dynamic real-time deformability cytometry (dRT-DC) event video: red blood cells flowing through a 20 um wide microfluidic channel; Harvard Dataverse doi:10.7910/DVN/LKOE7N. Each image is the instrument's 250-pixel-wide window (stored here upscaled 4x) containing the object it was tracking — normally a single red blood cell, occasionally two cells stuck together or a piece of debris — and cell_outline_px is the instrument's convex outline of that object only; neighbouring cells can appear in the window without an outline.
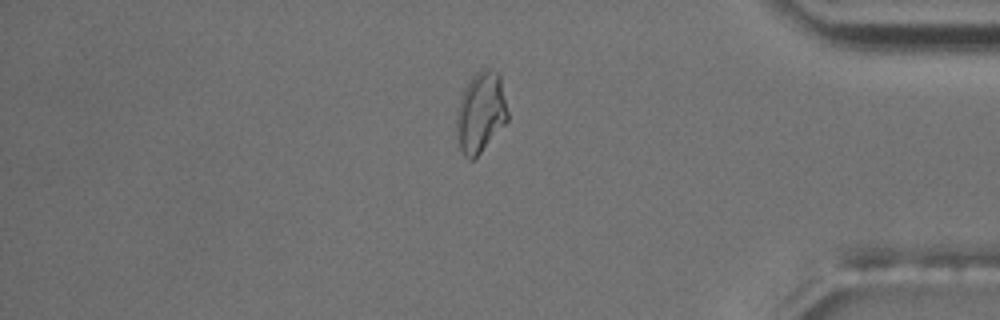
{"species": "common noctule bat (a hibernating species)", "species_latin": "Nyctalus noctula", "temperature_condition": "room temperature", "stored_images_in_passage": 55, "camera_frame_rate_fps": 3000, "um_per_image_px": 0.085, "animal": {"sex": "male", "body_mass_g": 17.5, "forearm_length_mm": 52.3}, "frame": {"image": 1, "passage_image": 47, "time_ms": 15.333, "image_size_px": [1000, 320], "cell_outline_px": [[508, 120], [480, 152], [472, 160], [468, 160], [464, 156], [460, 148], [456, 132], [456, 112], [460, 100], [468, 80], [484, 64], [500, 72], [508, 112]], "centroid_in_image_um": [40.86, 9.47], "position_along_channel_um": 394.3, "area_um2": 24.39}, "authors_computed_cell_mechanics": {"area_um2": 20.23, "velocity_mm_per_s": 3.6797, "shape_relaxation_time_tau1_ms": 8.8351, "shape_relaxation_time_tau2_ms": 3.2745, "deformation_change_tau1": 0.2293, "deformation_change_tau2": 0.0933}}